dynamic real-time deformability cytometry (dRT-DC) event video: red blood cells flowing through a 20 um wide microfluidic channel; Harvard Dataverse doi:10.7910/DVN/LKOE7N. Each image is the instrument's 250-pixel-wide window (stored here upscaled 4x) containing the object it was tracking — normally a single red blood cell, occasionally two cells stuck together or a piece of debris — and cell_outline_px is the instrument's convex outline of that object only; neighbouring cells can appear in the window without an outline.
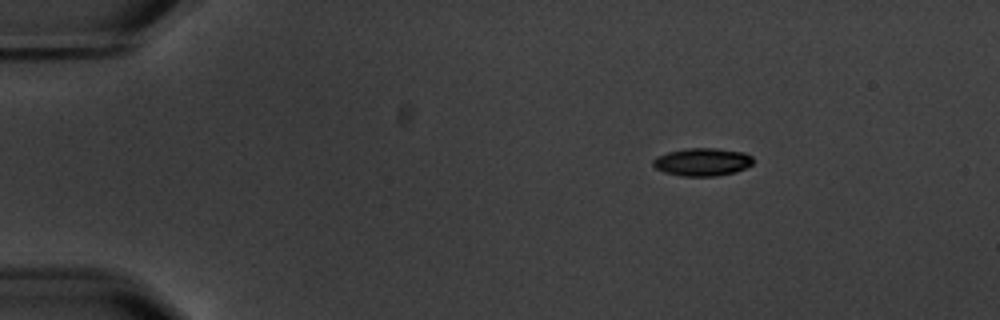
{"species": "common noctule bat (a hibernating species)", "species_latin": "Nyctalus noctula", "temperature_condition": "warm", "stored_images_in_passage": 9, "camera_frame_rate_fps": 3000, "um_per_image_px": 0.085, "animal": {"sex": "male", "body_mass_g": 20.1, "forearm_length_mm": 53.5}, "frame": {"image": 1, "passage_image": 1, "time_ms": 0.0, "image_size_px": [1000, 320], "cell_outline_px": [[752, 164], [736, 172], [716, 176], [680, 176], [664, 172], [656, 168], [652, 164], [652, 160], [656, 156], [668, 152], [684, 148], [716, 148], [744, 152], [752, 156]], "centroid_in_image_um": [59.67, 13.76], "position_along_channel_um": 25.3, "area_um2": 16.36}}
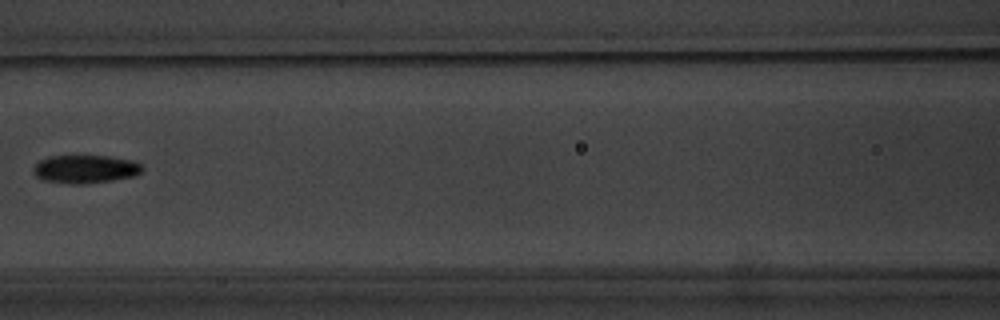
{"frame": {"image": 2, "passage_image": 6, "time_ms": 6.0, "image_size_px": [1000, 320], "cell_outline_px": [[144, 168], [140, 172], [132, 176], [112, 180], [84, 184], [72, 184], [44, 180], [36, 176], [32, 168], [40, 160], [52, 156], [112, 156], [132, 160], [140, 164]], "centroid_in_image_um": [7.25, 14.37], "position_along_channel_um": 159.3, "area_um2": 17.74}}
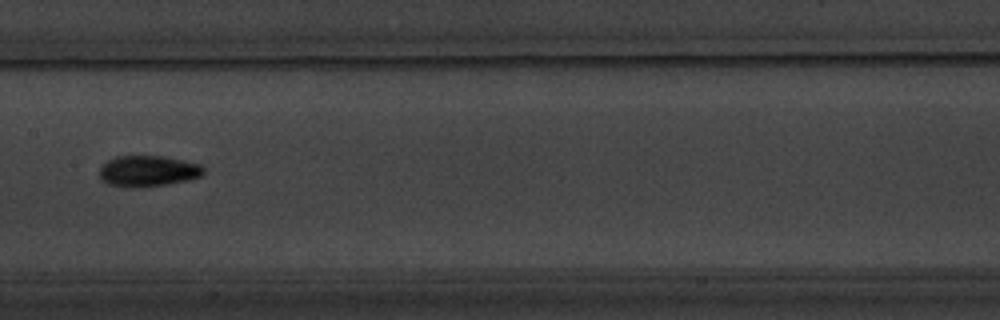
{"frame": {"image": 3, "passage_image": 7, "time_ms": 7.0, "image_size_px": [1000, 320], "cell_outline_px": [[204, 172], [200, 176], [188, 180], [168, 184], [132, 188], [108, 184], [100, 176], [100, 168], [108, 160], [116, 156], [160, 156], [200, 164], [204, 168]], "centroid_in_image_um": [12.58, 14.54], "position_along_channel_um": 194.8, "area_um2": 18.55}}